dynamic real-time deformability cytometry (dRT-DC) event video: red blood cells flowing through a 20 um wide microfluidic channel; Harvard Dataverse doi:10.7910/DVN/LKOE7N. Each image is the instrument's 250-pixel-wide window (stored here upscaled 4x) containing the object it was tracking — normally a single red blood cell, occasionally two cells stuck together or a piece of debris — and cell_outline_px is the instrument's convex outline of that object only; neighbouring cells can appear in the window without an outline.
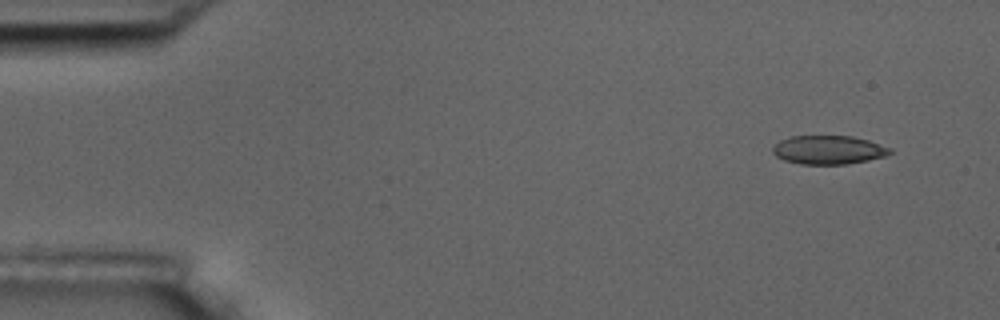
{"species": "common noctule bat (a hibernating species)", "species_latin": "Nyctalus noctula", "temperature_condition": "room temperature", "stored_images_in_passage": 5, "camera_frame_rate_fps": 3000, "um_per_image_px": 0.085, "animal": {"sex": "male", "body_mass_g": 17.5, "forearm_length_mm": 52.3}, "frame": {"image": 1, "passage_image": 1, "time_ms": 0.0, "image_size_px": [1000, 320], "cell_outline_px": [[892, 152], [888, 156], [848, 164], [800, 164], [784, 160], [776, 156], [772, 152], [772, 148], [780, 140], [792, 136], [852, 136], [868, 140], [892, 148]], "centroid_in_image_um": [70.45, 12.74], "position_along_channel_um": 14.6, "area_um2": 19.71}}
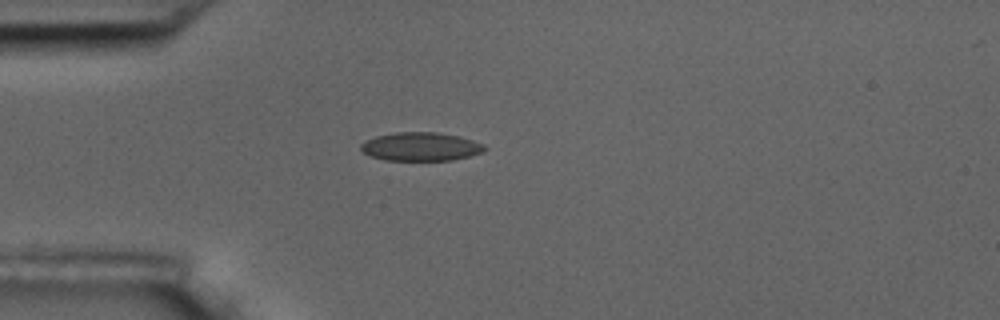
{"frame": {"image": 2, "passage_image": 4, "time_ms": 3.667, "image_size_px": [1000, 320], "cell_outline_px": [[488, 148], [484, 152], [452, 160], [384, 160], [372, 156], [364, 152], [360, 148], [360, 144], [364, 140], [376, 136], [396, 132], [436, 132], [460, 136], [484, 144]], "centroid_in_image_um": [35.78, 12.45], "position_along_channel_um": 49.2, "area_um2": 20.63}}